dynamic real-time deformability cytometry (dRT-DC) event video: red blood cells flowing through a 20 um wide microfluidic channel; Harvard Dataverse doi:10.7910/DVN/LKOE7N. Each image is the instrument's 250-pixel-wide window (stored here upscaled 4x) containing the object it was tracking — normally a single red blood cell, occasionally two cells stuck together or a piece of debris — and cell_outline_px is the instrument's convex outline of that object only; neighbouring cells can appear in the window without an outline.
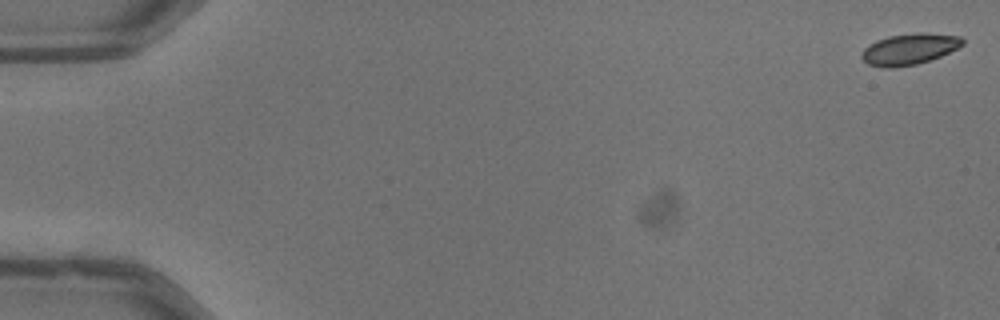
{"species": "common noctule bat (a hibernating species)", "species_latin": "Nyctalus noctula", "temperature_condition": "warm", "stored_images_in_passage": 4, "camera_frame_rate_fps": 3000, "um_per_image_px": 0.085, "animal": {"sex": "male", "body_mass_g": 13.3}, "frame": {"image": 1, "passage_image": 1, "time_ms": 0.0, "image_size_px": [1000, 320], "cell_outline_px": [[964, 44], [940, 56], [916, 64], [892, 68], [884, 68], [868, 64], [860, 56], [864, 48], [868, 44], [876, 40], [888, 36], [916, 32], [924, 32], [960, 36], [964, 40]], "centroid_in_image_um": [77.26, 4.16], "position_along_channel_um": 7.7, "area_um2": 18.32}}